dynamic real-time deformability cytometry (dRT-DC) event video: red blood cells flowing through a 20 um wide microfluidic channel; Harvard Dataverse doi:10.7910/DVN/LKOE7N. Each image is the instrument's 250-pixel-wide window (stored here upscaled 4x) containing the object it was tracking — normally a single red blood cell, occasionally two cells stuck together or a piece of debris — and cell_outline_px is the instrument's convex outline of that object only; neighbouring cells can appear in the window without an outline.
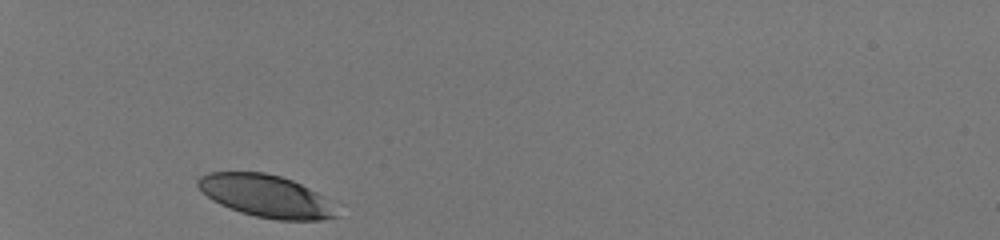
{"species": "human", "species_latin": "Homo sapiens", "temperature_condition": "room temperature", "stored_images_in_passage": 29, "camera_frame_rate_fps": 3000, "um_per_image_px": 0.085, "donor": {"sex": "male"}, "frame": {"image": 1, "passage_image": 1, "time_ms": 0.0, "image_size_px": [1000, 240], "cell_outline_px": [[336, 216], [320, 220], [276, 220], [256, 216], [240, 212], [220, 204], [212, 200], [196, 184], [196, 180], [200, 176], [208, 172], [264, 172], [280, 176], [292, 180], [324, 196]], "centroid_in_image_um": [22.53, 16.65], "position_along_channel_um": 62.5, "area_um2": 33.64}}
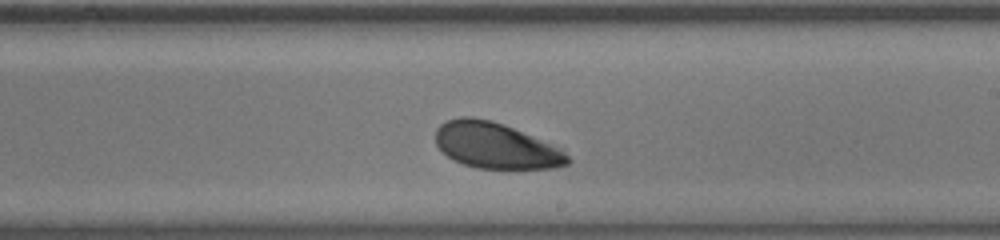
{"frame": {"image": 2, "passage_image": 17, "time_ms": 5.333, "image_size_px": [1000, 240], "cell_outline_px": [[572, 160], [568, 164], [552, 168], [476, 168], [452, 160], [436, 144], [436, 128], [440, 124], [448, 120], [460, 116], [472, 116], [492, 120], [504, 124], [564, 148]], "centroid_in_image_um": [42.18, 12.36], "position_along_channel_um": 246.8, "area_um2": 35.66}}
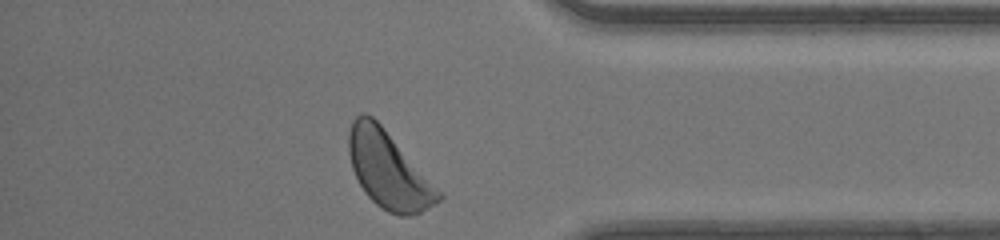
{"frame": {"image": 3, "passage_image": 29, "time_ms": 9.333, "image_size_px": [1000, 240], "cell_outline_px": [[444, 196], [440, 200], [420, 212], [412, 216], [400, 216], [388, 212], [380, 208], [364, 192], [352, 168], [348, 152], [348, 132], [352, 120], [360, 112], [364, 112], [372, 116], [380, 124], [444, 192]], "centroid_in_image_um": [33.03, 14.45], "position_along_channel_um": 402.2, "area_um2": 40.46}, "authors_computed_cell_mechanics": {"area_um2": 36.414, "velocity_mm_per_s": 4.0767, "shape_relaxation_time_tau1_ms": 1.7631, "shape_relaxation_time_tau2_ms": 8.6598, "deformation_change_tau1": 0.0959, "deformation_change_tau2": 0.1815}}